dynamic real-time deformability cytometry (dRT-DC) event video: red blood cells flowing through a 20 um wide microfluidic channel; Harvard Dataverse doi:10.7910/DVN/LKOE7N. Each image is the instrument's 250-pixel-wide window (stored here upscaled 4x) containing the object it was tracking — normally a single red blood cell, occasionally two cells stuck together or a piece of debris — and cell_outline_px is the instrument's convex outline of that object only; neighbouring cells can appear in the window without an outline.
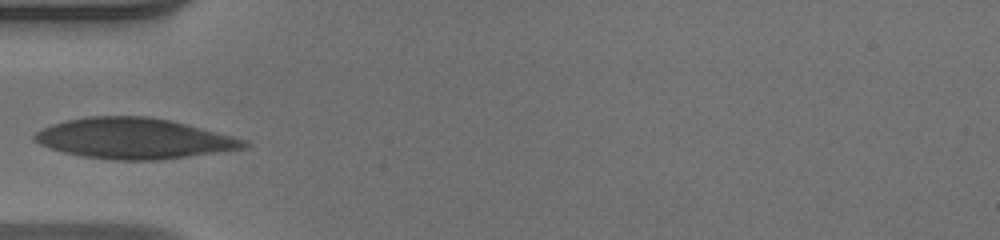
{"species": "human", "species_latin": "Homo sapiens", "temperature_condition": "warm", "stored_images_in_passage": 12, "camera_frame_rate_fps": 3000, "um_per_image_px": 0.085, "donor": {"sex": "male"}, "frame": {"image": 1, "passage_image": 1, "time_ms": 0.0, "image_size_px": [1000, 240], "cell_outline_px": [[252, 144], [248, 148], [156, 160], [112, 160], [84, 156], [64, 152], [40, 144], [32, 140], [32, 136], [36, 132], [52, 124], [64, 120], [88, 116], [148, 116], [172, 120], [244, 140]], "centroid_in_image_um": [11.36, 11.76], "position_along_channel_um": 73.6, "area_um2": 49.25}}